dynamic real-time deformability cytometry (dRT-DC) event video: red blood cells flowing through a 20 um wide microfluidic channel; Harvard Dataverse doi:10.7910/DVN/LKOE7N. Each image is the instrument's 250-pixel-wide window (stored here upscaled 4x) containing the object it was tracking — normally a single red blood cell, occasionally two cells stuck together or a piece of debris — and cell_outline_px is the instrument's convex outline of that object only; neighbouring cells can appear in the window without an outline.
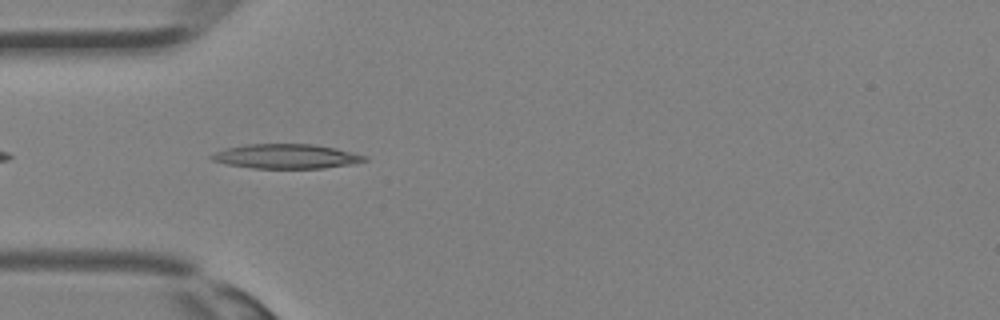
{"species": "Egyptian fruit bat (a non-hibernating species)", "species_latin": "Rousettus aegyptiacus", "temperature_condition": "room temperature", "stored_images_in_passage": 34, "camera_frame_rate_fps": 3000, "um_per_image_px": 0.085, "animal": {"sex": "female"}, "frame": {"image": 1, "passage_image": 10, "time_ms": 3.0, "image_size_px": [1000, 320], "cell_outline_px": [[368, 160], [352, 164], [324, 168], [252, 168], [224, 164], [212, 160], [208, 156], [216, 152], [228, 148], [248, 144], [312, 144], [336, 148], [368, 156]], "centroid_in_image_um": [24.35, 13.29], "position_along_channel_um": 60.7, "area_um2": 21.85}}
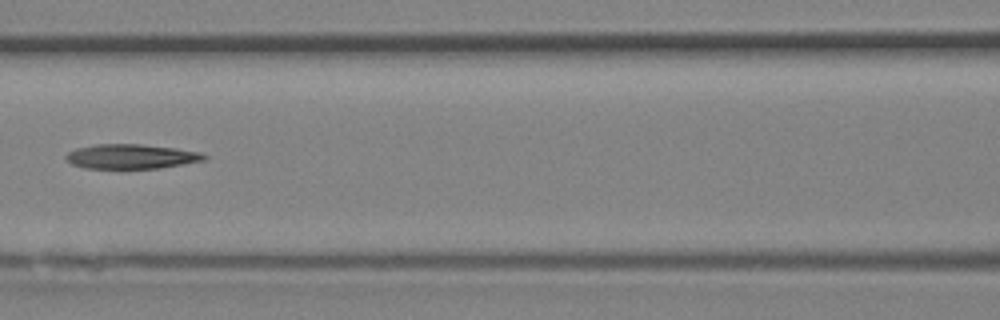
{"frame": {"image": 2, "passage_image": 15, "time_ms": 4.667, "image_size_px": [1000, 320], "cell_outline_px": [[208, 156], [204, 160], [184, 164], [160, 168], [84, 168], [72, 164], [64, 156], [68, 152], [76, 148], [96, 144], [140, 144], [176, 148], [200, 152]], "centroid_in_image_um": [11.15, 13.3], "position_along_channel_um": 155.4, "area_um2": 19.77}}
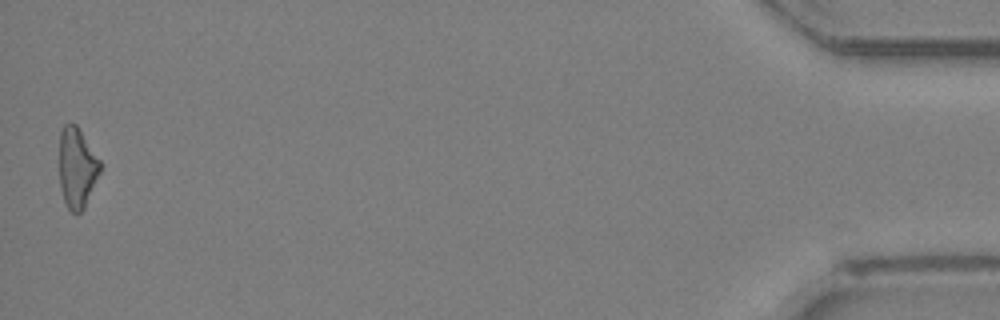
{"frame": {"image": 3, "passage_image": 34, "time_ms": 11.0, "image_size_px": [1000, 320], "cell_outline_px": [[100, 172], [84, 208], [76, 216], [68, 208], [64, 200], [60, 188], [60, 132], [64, 124], [76, 124], [100, 160]], "centroid_in_image_um": [6.54, 14.28], "position_along_channel_um": 428.7, "area_um2": 18.9}}